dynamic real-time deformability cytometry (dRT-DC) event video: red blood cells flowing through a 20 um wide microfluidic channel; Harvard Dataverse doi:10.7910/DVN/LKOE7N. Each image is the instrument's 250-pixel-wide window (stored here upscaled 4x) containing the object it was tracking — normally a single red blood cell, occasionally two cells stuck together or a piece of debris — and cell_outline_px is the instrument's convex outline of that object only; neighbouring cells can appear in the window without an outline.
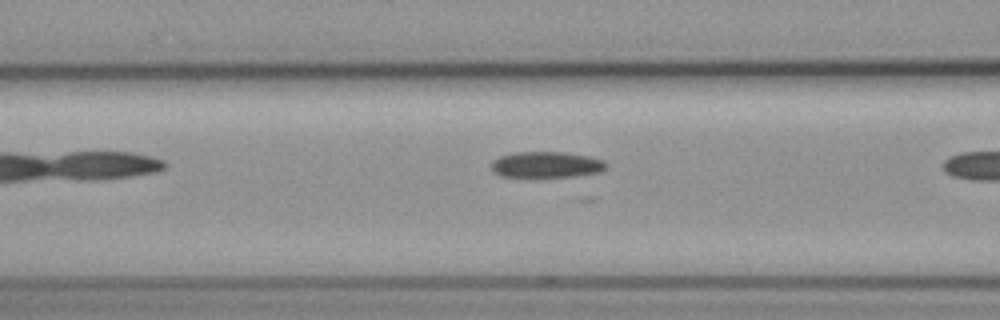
{"species": "common noctule bat (a hibernating species)", "species_latin": "Nyctalus noctula", "temperature_condition": "cold", "stored_images_in_passage": 15, "camera_frame_rate_fps": 3000, "um_per_image_px": 0.085, "animal": {"sex": "female", "body_mass_g": 19.3, "forearm_length_mm": 54.1}, "frame": {"image": 1, "passage_image": 14, "time_ms": 4.333, "image_size_px": [1000, 320], "cell_outline_px": [[608, 164], [600, 172], [576, 176], [500, 176], [492, 168], [492, 160], [500, 156], [516, 152], [564, 152], [588, 156], [604, 160]], "centroid_in_image_um": [46.47, 13.98], "position_along_channel_um": 120.1, "area_um2": 17.17}}